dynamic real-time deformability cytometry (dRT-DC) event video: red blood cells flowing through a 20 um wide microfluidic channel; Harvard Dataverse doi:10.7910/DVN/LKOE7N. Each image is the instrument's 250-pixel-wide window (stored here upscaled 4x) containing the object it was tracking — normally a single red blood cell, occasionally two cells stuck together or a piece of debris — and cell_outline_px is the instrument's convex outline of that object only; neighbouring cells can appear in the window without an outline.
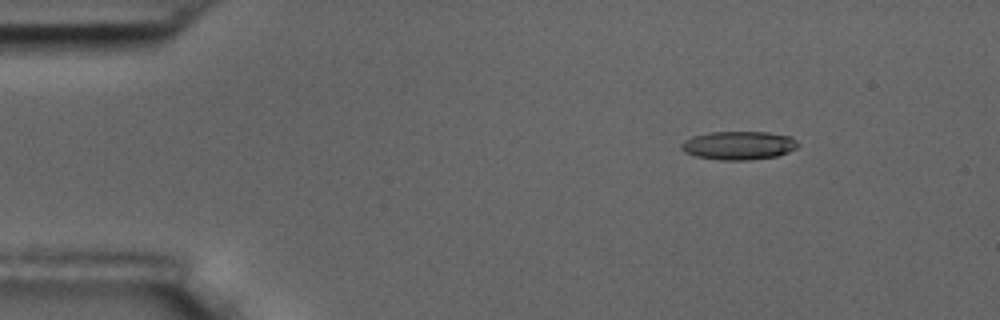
{"species": "common noctule bat (a hibernating species)", "species_latin": "Nyctalus noctula", "temperature_condition": "room temperature", "stored_images_in_passage": 11, "camera_frame_rate_fps": 3000, "um_per_image_px": 0.085, "animal": {"sex": "male", "body_mass_g": 17.5, "forearm_length_mm": 52.3}, "frame": {"image": 1, "passage_image": 2, "time_ms": 2.333, "image_size_px": [1000, 320], "cell_outline_px": [[796, 148], [788, 152], [776, 156], [748, 160], [720, 160], [696, 156], [684, 152], [680, 148], [680, 144], [684, 140], [692, 136], [708, 132], [768, 132], [792, 136], [796, 140]], "centroid_in_image_um": [62.75, 12.35], "position_along_channel_um": 22.3, "area_um2": 19.42}}
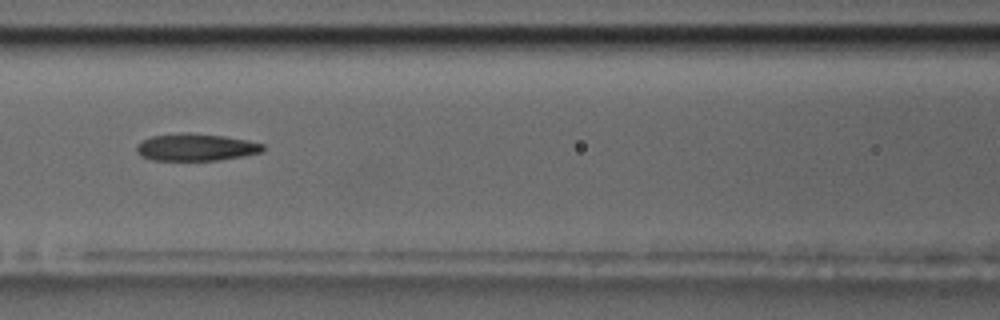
{"frame": {"image": 2, "passage_image": 7, "time_ms": 8.0, "image_size_px": [1000, 320], "cell_outline_px": [[264, 148], [260, 152], [244, 156], [216, 160], [152, 160], [140, 156], [136, 152], [136, 144], [140, 140], [152, 136], [188, 132], [224, 136], [248, 140], [264, 144]], "centroid_in_image_um": [16.6, 12.51], "position_along_channel_um": 150.0, "area_um2": 20.11}}
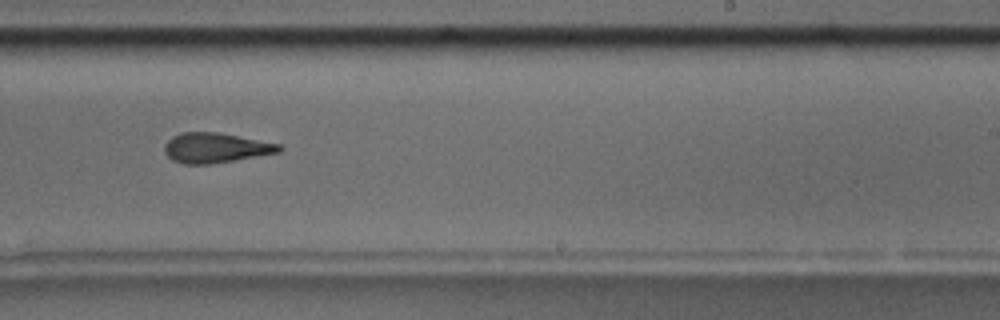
{"frame": {"image": 3, "passage_image": 10, "time_ms": 11.333, "image_size_px": [1000, 320], "cell_outline_px": [[284, 148], [280, 152], [208, 164], [184, 164], [172, 160], [164, 152], [164, 144], [172, 136], [180, 132], [216, 132], [280, 144]], "centroid_in_image_um": [18.28, 12.56], "position_along_channel_um": 270.7, "area_um2": 19.83}}